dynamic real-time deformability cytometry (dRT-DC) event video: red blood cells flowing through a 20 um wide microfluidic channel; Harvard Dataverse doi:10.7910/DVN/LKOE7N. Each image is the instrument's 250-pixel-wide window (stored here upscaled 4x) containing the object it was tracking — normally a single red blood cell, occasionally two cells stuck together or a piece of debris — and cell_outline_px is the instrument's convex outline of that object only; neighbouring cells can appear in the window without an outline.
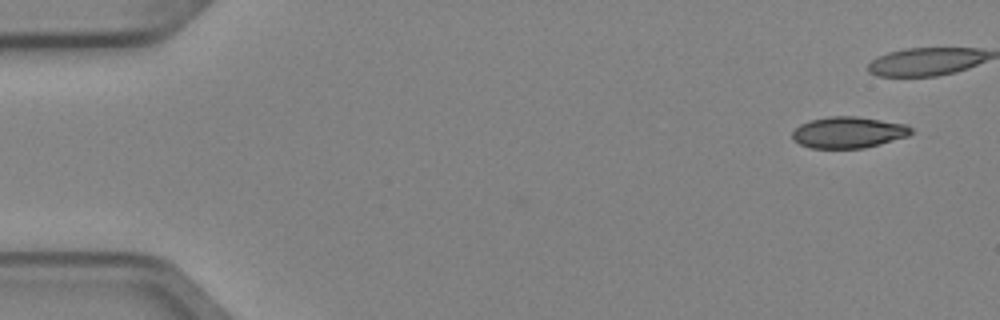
{"species": "Egyptian fruit bat (a non-hibernating species)", "species_latin": "Rousettus aegyptiacus", "temperature_condition": "cold", "stored_images_in_passage": 6, "camera_frame_rate_fps": 3000, "um_per_image_px": 0.085, "animal": {"sex": "female"}, "frame": {"image": 1, "passage_image": 1, "time_ms": 0.0, "image_size_px": [1000, 320], "cell_outline_px": [[912, 132], [908, 136], [880, 144], [864, 148], [808, 148], [792, 140], [792, 132], [800, 124], [812, 120], [828, 116], [856, 116], [908, 124], [912, 128]], "centroid_in_image_um": [72.11, 11.25], "position_along_channel_um": 12.9, "area_um2": 21.79}}
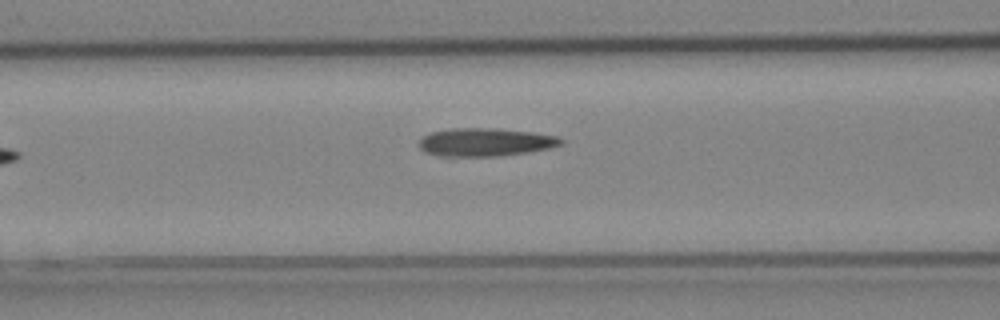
{"frame": {"image": 2, "passage_image": 6, "time_ms": 1.667, "image_size_px": [1000, 320], "cell_outline_px": [[564, 144], [548, 148], [528, 152], [500, 156], [440, 156], [424, 152], [420, 148], [420, 140], [424, 136], [432, 132], [452, 128], [496, 128], [532, 132], [560, 136], [564, 140]], "centroid_in_image_um": [41.3, 12.08], "position_along_channel_um": 125.3, "area_um2": 23.35}}